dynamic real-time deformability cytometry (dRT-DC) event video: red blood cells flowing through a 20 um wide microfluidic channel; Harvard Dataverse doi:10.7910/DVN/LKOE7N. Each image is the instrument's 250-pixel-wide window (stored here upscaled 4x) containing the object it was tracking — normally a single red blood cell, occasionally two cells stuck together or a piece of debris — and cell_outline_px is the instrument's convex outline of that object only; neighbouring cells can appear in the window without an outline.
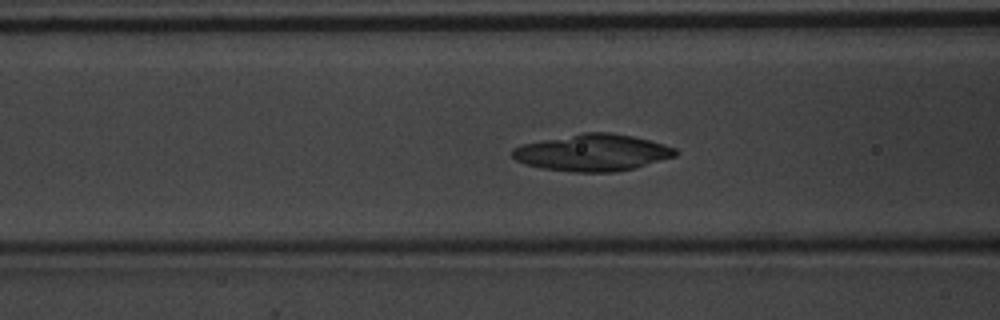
{"species": "common noctule bat (a hibernating species)", "species_latin": "Nyctalus noctula", "temperature_condition": "warm", "stored_images_in_passage": 50, "camera_frame_rate_fps": 3000, "um_per_image_px": 0.085, "animal": {"sex": "male", "body_mass_g": 20.1, "forearm_length_mm": 53.5}, "frame": {"image": 1, "passage_image": 22, "time_ms": 7.0, "image_size_px": [1000, 320], "cell_outline_px": [[680, 152], [676, 156], [636, 168], [616, 172], [572, 172], [540, 168], [524, 164], [516, 160], [512, 156], [512, 148], [520, 144], [580, 132], [612, 132], [632, 136], [648, 140], [676, 148]], "centroid_in_image_um": [50.35, 12.97], "position_along_channel_um": 116.3, "area_um2": 35.37}}